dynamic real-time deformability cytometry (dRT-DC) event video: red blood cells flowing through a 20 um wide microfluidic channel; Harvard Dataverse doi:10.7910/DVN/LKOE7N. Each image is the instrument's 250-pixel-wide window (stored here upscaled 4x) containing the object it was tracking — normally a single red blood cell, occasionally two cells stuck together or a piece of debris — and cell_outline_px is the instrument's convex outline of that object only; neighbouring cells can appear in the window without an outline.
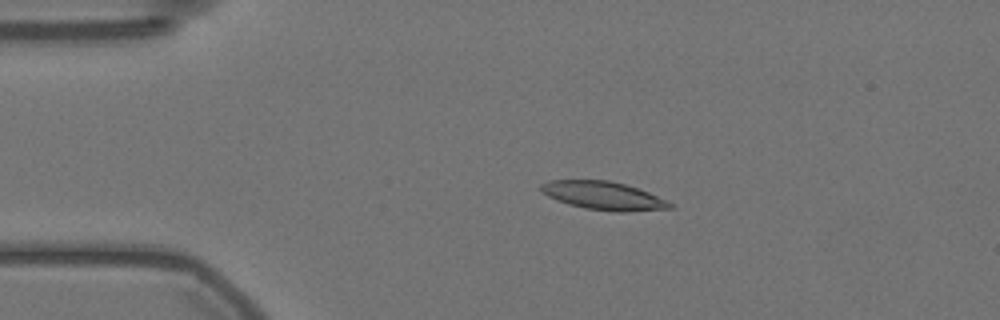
{"species": "Egyptian fruit bat (a non-hibernating species)", "species_latin": "Rousettus aegyptiacus", "temperature_condition": "warm", "stored_images_in_passage": 54, "camera_frame_rate_fps": 3000, "um_per_image_px": 0.085, "animal": {"sex": "female"}, "frame": {"image": 1, "passage_image": 9, "time_ms": 2.667, "image_size_px": [1000, 320], "cell_outline_px": [[676, 204], [672, 208], [624, 212], [616, 212], [584, 208], [568, 204], [556, 200], [548, 196], [540, 188], [540, 184], [548, 180], [608, 180], [624, 184], [648, 192], [668, 200]], "centroid_in_image_um": [51.31, 16.64], "position_along_channel_um": 33.7, "area_um2": 21.27}}
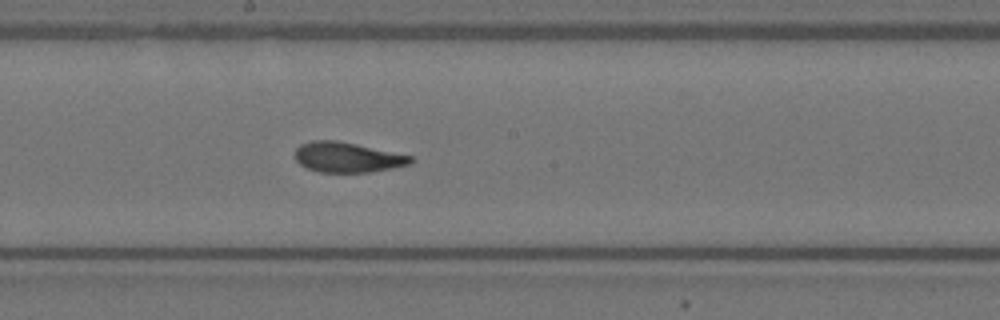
{"frame": {"image": 2, "passage_image": 28, "time_ms": 9.0, "image_size_px": [1000, 320], "cell_outline_px": [[416, 160], [412, 164], [372, 172], [320, 172], [308, 168], [300, 164], [292, 156], [296, 148], [300, 144], [312, 140], [336, 140], [356, 144], [412, 156]], "centroid_in_image_um": [29.52, 13.37], "position_along_channel_um": 218.7, "area_um2": 20.46}}
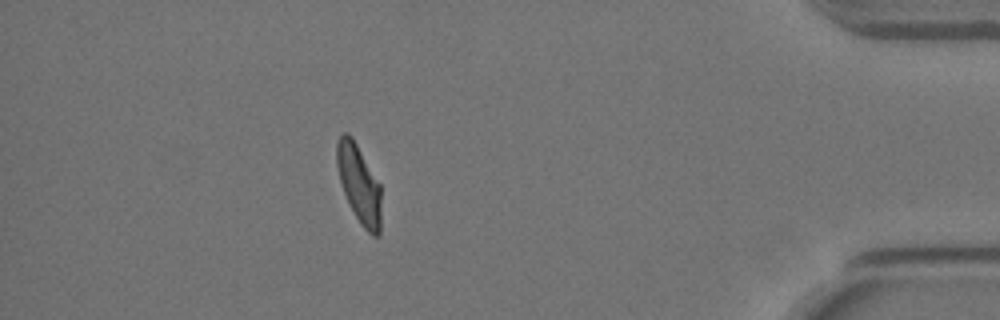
{"frame": {"image": 3, "passage_image": 48, "time_ms": 15.667, "image_size_px": [1000, 320], "cell_outline_px": [[380, 232], [376, 236], [372, 236], [360, 224], [344, 192], [340, 180], [336, 164], [336, 140], [344, 132], [348, 132], [352, 136], [380, 184]], "centroid_in_image_um": [30.5, 15.59], "position_along_channel_um": 404.7, "area_um2": 20.0}, "authors_computed_cell_mechanics": {"area_um2": 20.9236, "velocity_mm_per_s": 3.5428, "shape_relaxation_time_tau1_ms": null, "shape_relaxation_time_tau2_ms": 1.5809, "deformation_change_tau1": null, "deformation_change_tau2": 0.0879}}